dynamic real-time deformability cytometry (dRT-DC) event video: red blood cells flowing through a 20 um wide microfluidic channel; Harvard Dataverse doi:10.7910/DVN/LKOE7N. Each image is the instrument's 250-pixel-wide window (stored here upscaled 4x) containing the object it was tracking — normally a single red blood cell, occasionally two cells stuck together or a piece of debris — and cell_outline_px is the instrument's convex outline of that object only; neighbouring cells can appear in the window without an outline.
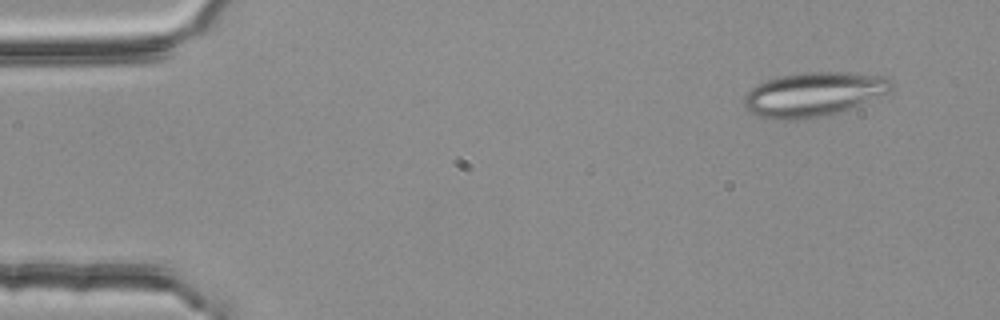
{"species": "common noctule bat (a hibernating species)", "species_latin": "Nyctalus noctula", "temperature_condition": "room temperature", "stored_images_in_passage": 4, "camera_frame_rate_fps": 3000, "um_per_image_px": 0.085, "animal": {"sex": "female", "body_mass_g": 25.1}, "frame": {"image": 1, "passage_image": 1, "time_ms": 0.0, "image_size_px": [1000, 320], "cell_outline_px": [[892, 88], [888, 92], [848, 108], [824, 116], [800, 120], [780, 120], [760, 116], [752, 112], [744, 104], [744, 96], [752, 88], [768, 80], [780, 76], [804, 72], [840, 72], [884, 76], [892, 84]], "centroid_in_image_um": [69.12, 8.01], "position_along_channel_um": 15.9, "area_um2": 37.11}}